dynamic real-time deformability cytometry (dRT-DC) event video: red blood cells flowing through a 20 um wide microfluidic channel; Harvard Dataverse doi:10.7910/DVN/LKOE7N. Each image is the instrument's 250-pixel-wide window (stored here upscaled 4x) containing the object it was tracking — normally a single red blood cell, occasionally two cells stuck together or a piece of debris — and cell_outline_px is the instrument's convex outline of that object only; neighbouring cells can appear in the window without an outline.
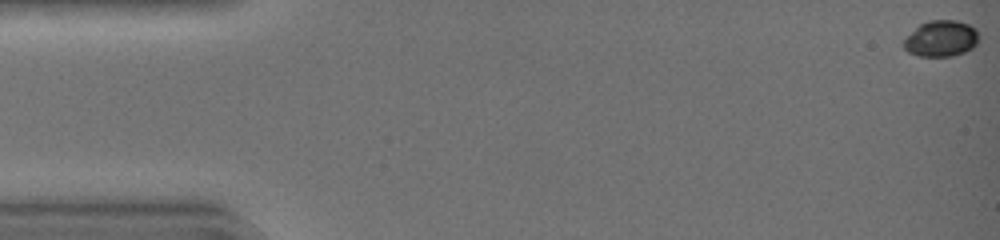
{"species": "common noctule bat (a hibernating species)", "species_latin": "Nyctalus noctula", "temperature_condition": "warm", "stored_images_in_passage": 44, "camera_frame_rate_fps": 3000, "um_per_image_px": 0.085, "animal": {"sex": "female", "body_mass_g": 19.0, "forearm_length_mm": 51.5}, "frame": {"image": 1, "passage_image": 1, "time_ms": 0.0, "image_size_px": [1000, 240], "cell_outline_px": [[980, 40], [972, 48], [964, 52], [952, 56], [920, 56], [908, 52], [904, 48], [904, 40], [920, 24], [928, 20], [956, 20], [968, 24], [976, 28]], "centroid_in_image_um": [80.03, 3.27], "position_along_channel_um": 5.0, "area_um2": 15.78}}
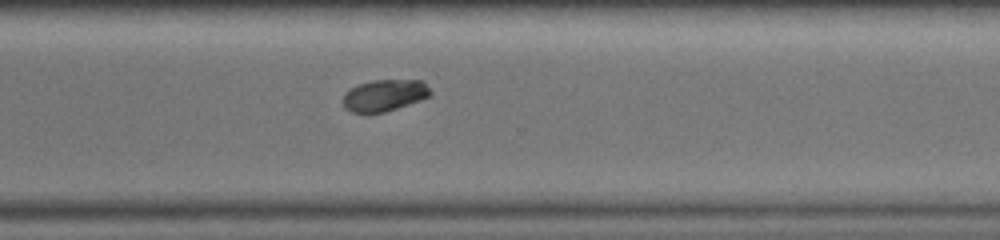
{"frame": {"image": 2, "passage_image": 33, "time_ms": 10.667, "image_size_px": [1000, 240], "cell_outline_px": [[432, 92], [428, 96], [420, 100], [384, 112], [352, 112], [344, 108], [344, 96], [352, 88], [360, 84], [372, 80], [424, 80]], "centroid_in_image_um": [32.72, 8.09], "position_along_channel_um": 337.9, "area_um2": 15.78}}
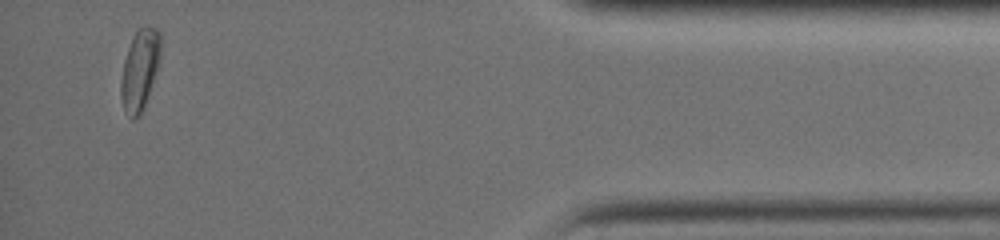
{"frame": {"image": 3, "passage_image": 42, "time_ms": 13.667, "image_size_px": [1000, 240], "cell_outline_px": [[160, 60], [140, 116], [132, 120], [124, 108], [120, 96], [120, 80], [124, 60], [132, 36], [144, 24], [156, 28], [160, 32]], "centroid_in_image_um": [11.87, 5.89], "position_along_channel_um": 423.3, "area_um2": 18.55}, "authors_computed_cell_mechanics": {"area_um2": 16.9643, "velocity_mm_per_s": 4.464, "shape_relaxation_time_tau1_ms": 2.2046, "shape_relaxation_time_tau2_ms": null, "deformation_change_tau1": 0.0983, "deformation_change_tau2": null}}